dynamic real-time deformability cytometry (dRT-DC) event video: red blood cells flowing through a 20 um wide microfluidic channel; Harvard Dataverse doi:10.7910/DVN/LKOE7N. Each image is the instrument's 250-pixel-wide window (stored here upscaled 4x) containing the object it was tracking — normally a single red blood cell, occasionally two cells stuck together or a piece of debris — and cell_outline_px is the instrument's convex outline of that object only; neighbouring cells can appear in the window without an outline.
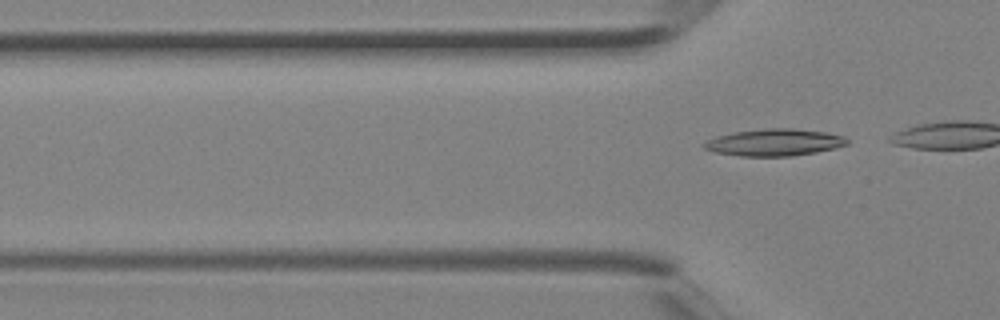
{"species": "Egyptian fruit bat (a non-hibernating species)", "species_latin": "Rousettus aegyptiacus", "temperature_condition": "room temperature", "stored_images_in_passage": 2, "camera_frame_rate_fps": 3000, "um_per_image_px": 0.085, "animal": {"sex": "female"}, "frame": {"image": 1, "passage_image": 2, "time_ms": 0.333, "image_size_px": [1000, 320], "cell_outline_px": [[848, 144], [836, 148], [816, 152], [792, 156], [740, 156], [716, 152], [704, 148], [700, 144], [716, 136], [736, 132], [764, 128], [792, 128], [824, 132], [844, 136], [848, 140]], "centroid_in_image_um": [65.83, 12.1], "position_along_channel_um": 60.0, "area_um2": 22.43}}